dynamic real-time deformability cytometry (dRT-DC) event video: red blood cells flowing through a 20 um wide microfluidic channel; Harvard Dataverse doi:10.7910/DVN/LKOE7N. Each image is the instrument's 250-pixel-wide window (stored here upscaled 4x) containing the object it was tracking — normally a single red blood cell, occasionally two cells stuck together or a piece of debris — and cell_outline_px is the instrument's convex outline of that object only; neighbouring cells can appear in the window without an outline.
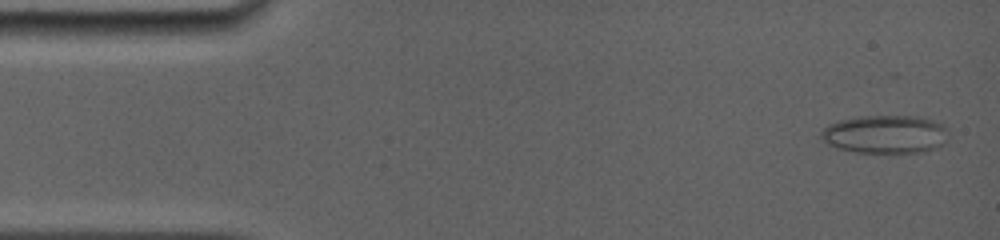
{"species": "common noctule bat (a hibernating species)", "species_latin": "Nyctalus noctula", "temperature_condition": "room temperature", "stored_images_in_passage": 7, "camera_frame_rate_fps": 5000, "um_per_image_px": 0.085, "animal": {"sex": "female", "body_mass_g": 19.0, "forearm_length_mm": 56.7}, "frame": {"image": 1, "passage_image": 1, "time_ms": 0.0, "image_size_px": [1000, 240], "cell_outline_px": [[944, 144], [936, 148], [924, 152], [856, 152], [836, 148], [828, 144], [820, 136], [820, 132], [828, 124], [840, 120], [860, 116], [916, 116], [932, 120], [940, 124], [944, 128]], "centroid_in_image_um": [75.18, 11.41], "position_along_channel_um": 9.8, "area_um2": 28.03}}
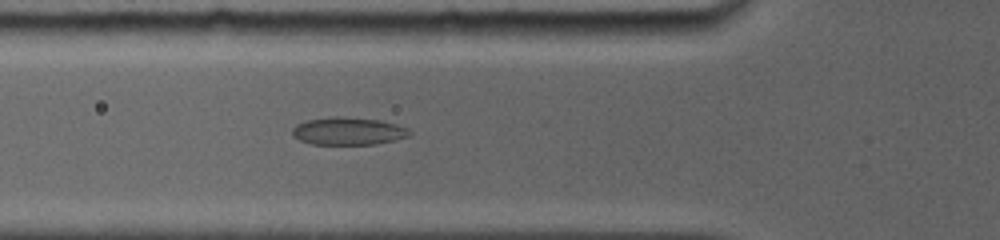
{"frame": {"image": 2, "passage_image": 6, "time_ms": 5.0, "image_size_px": [1000, 240], "cell_outline_px": [[412, 132], [408, 136], [376, 144], [312, 144], [300, 140], [292, 136], [292, 128], [296, 124], [308, 120], [332, 116], [340, 116], [380, 120], [396, 124], [408, 128]], "centroid_in_image_um": [29.58, 11.14], "position_along_channel_um": 96.2, "area_um2": 18.84}}
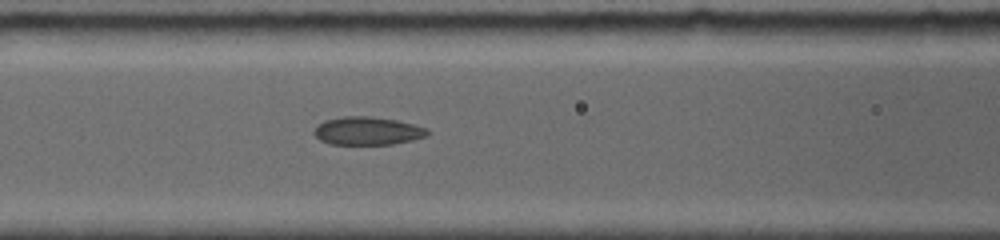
{"frame": {"image": 3, "passage_image": 7, "time_ms": 6.0, "image_size_px": [1000, 240], "cell_outline_px": [[432, 132], [428, 136], [412, 140], [392, 144], [328, 144], [320, 140], [312, 132], [316, 124], [324, 120], [344, 116], [368, 116], [396, 120], [428, 128]], "centroid_in_image_um": [31.23, 11.12], "position_along_channel_um": 135.4, "area_um2": 18.79}}